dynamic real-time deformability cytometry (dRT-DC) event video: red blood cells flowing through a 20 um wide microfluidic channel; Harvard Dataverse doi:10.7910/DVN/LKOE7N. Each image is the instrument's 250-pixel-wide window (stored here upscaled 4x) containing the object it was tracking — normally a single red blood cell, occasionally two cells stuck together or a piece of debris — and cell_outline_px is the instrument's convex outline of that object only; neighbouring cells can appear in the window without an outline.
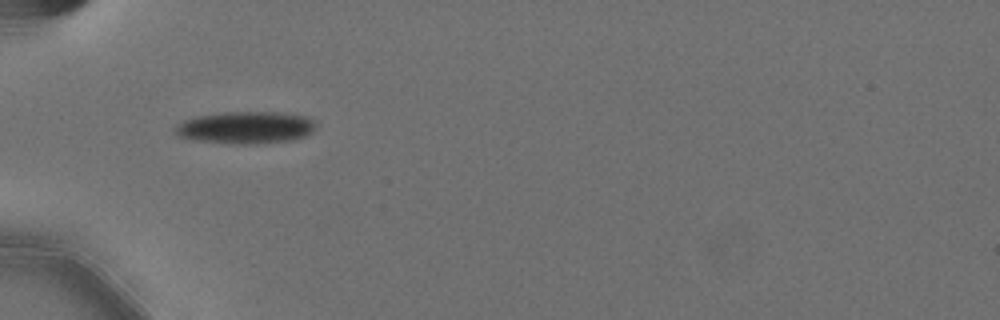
{"species": "Egyptian fruit bat (a non-hibernating species)", "species_latin": "Rousettus aegyptiacus", "temperature_condition": "cold", "stored_images_in_passage": 4, "camera_frame_rate_fps": 3000, "um_per_image_px": 0.085, "animal": {"sex": "female"}, "frame": {"image": 1, "passage_image": 1, "time_ms": 0.0, "image_size_px": [1000, 320], "cell_outline_px": [[316, 128], [312, 132], [304, 136], [292, 140], [256, 144], [232, 144], [192, 140], [176, 136], [172, 132], [184, 120], [200, 116], [228, 112], [272, 112], [304, 116], [316, 120]], "centroid_in_image_um": [20.89, 10.86], "position_along_channel_um": 64.1, "area_um2": 26.41}}